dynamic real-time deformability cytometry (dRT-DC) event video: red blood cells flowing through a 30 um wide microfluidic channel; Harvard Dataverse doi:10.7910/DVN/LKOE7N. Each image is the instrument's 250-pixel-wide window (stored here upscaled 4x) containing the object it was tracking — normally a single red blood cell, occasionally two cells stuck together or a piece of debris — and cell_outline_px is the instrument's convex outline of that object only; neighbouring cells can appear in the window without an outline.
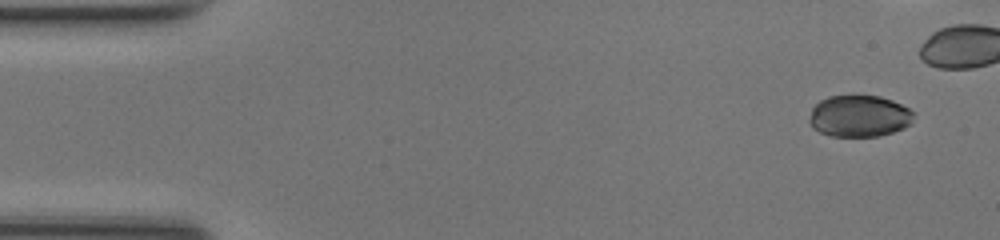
{"species": "common noctule bat (a hibernating species)", "species_latin": "Nyctalus noctula", "temperature_condition": "room temperature", "stored_images_in_passage": 13, "camera_frame_rate_fps": 3000, "um_per_image_px": 0.085, "animal": {"sex": "female", "body_mass_g": 17.0, "forearm_length_mm": 48.0}, "frame": {"image": 1, "passage_image": 1, "time_ms": 0.0, "image_size_px": [1000, 240], "cell_outline_px": [[912, 124], [904, 128], [892, 132], [876, 136], [832, 136], [820, 132], [812, 128], [808, 120], [812, 108], [820, 100], [828, 96], [880, 96], [892, 100], [908, 108], [912, 112]], "centroid_in_image_um": [73.01, 9.87], "position_along_channel_um": 12.0, "area_um2": 25.26}}